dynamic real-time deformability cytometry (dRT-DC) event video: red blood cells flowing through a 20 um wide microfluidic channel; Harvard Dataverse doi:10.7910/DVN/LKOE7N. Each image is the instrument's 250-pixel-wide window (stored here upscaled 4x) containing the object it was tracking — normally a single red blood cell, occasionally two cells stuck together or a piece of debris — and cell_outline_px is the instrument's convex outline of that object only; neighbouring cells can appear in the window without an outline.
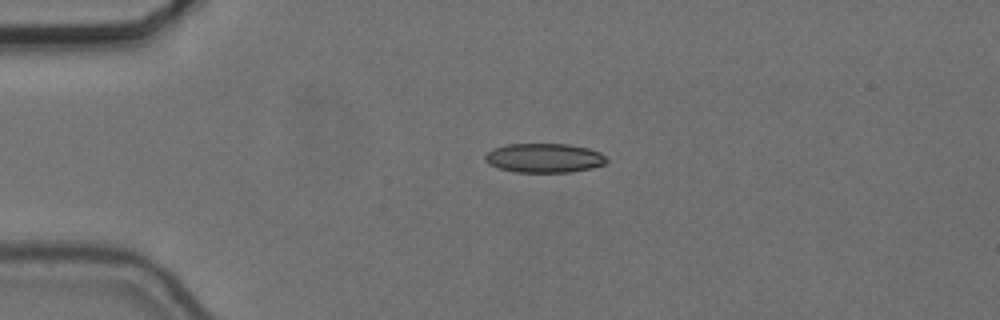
{"species": "common noctule bat (a hibernating species)", "species_latin": "Nyctalus noctula", "temperature_condition": "cold", "stored_images_in_passage": 44, "camera_frame_rate_fps": 3000, "um_per_image_px": 0.085, "animal": {"sex": "female", "body_mass_g": 24.6, "forearm_length_mm": 56.2}, "frame": {"image": 1, "passage_image": 1, "time_ms": 0.0, "image_size_px": [1000, 320], "cell_outline_px": [[608, 160], [604, 164], [592, 168], [568, 172], [516, 172], [500, 168], [488, 164], [484, 160], [484, 156], [492, 148], [508, 144], [568, 144], [588, 148], [600, 152]], "centroid_in_image_um": [46.24, 13.42], "position_along_channel_um": 38.8, "area_um2": 20.69}}
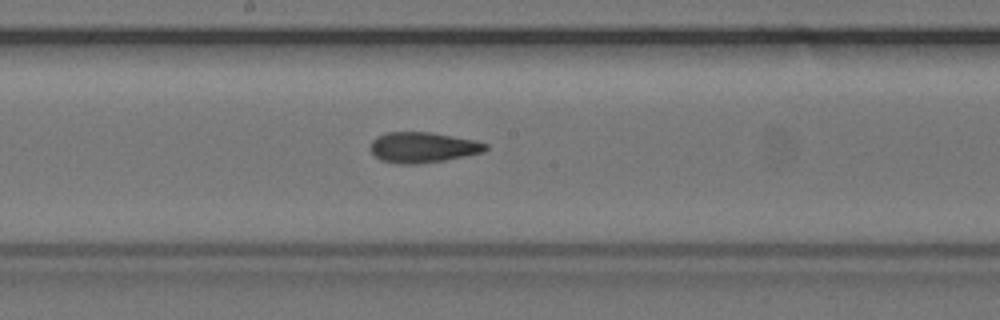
{"frame": {"image": 2, "passage_image": 18, "time_ms": 5.667, "image_size_px": [1000, 320], "cell_outline_px": [[488, 148], [484, 152], [444, 160], [416, 164], [400, 164], [380, 160], [372, 152], [372, 140], [376, 136], [384, 132], [432, 132], [476, 140], [488, 144]], "centroid_in_image_um": [35.96, 12.51], "position_along_channel_um": 212.2, "area_um2": 20.52}}
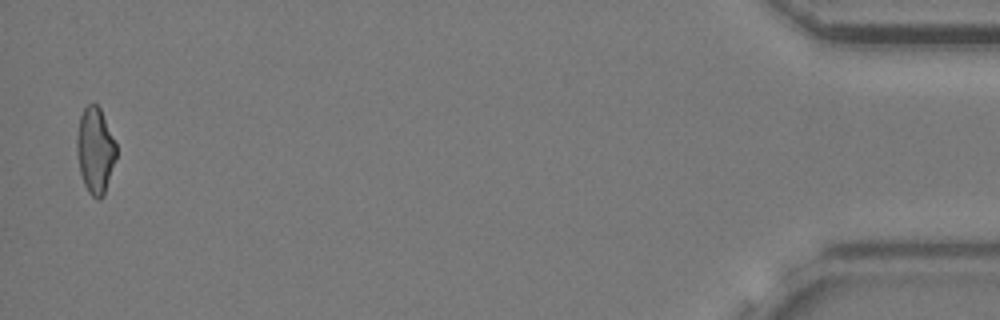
{"frame": {"image": 3, "passage_image": 43, "time_ms": 14.0, "image_size_px": [1000, 320], "cell_outline_px": [[116, 156], [104, 196], [100, 200], [96, 200], [88, 192], [84, 184], [80, 172], [76, 152], [76, 136], [80, 116], [84, 108], [88, 104], [96, 104], [100, 108], [116, 144]], "centroid_in_image_um": [8.07, 12.81], "position_along_channel_um": 427.1, "area_um2": 19.77}, "authors_computed_cell_mechanics": {"area_um2": 20.7213, "velocity_mm_per_s": 3.6625, "shape_relaxation_time_tau1_ms": 8.2435, "shape_relaxation_time_tau2_ms": 1.3936, "deformation_change_tau1": 0.1841, "deformation_change_tau2": 0.0727}}